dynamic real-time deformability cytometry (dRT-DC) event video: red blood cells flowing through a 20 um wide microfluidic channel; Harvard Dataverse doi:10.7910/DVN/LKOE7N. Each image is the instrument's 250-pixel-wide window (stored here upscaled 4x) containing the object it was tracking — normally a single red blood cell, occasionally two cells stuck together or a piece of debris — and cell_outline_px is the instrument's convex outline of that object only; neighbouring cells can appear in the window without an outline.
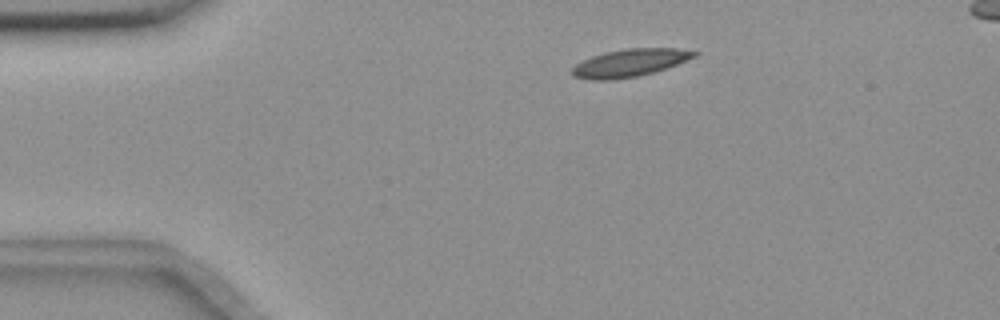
{"species": "common noctule bat (a hibernating species)", "species_latin": "Nyctalus noctula", "temperature_condition": "room temperature", "stored_images_in_passage": 8, "camera_frame_rate_fps": 3000, "um_per_image_px": 0.085, "animal": {"sex": "female", "body_mass_g": 18.4}, "frame": {"image": 1, "passage_image": 1, "time_ms": 0.0, "image_size_px": [1000, 320], "cell_outline_px": [[700, 52], [696, 56], [676, 64], [652, 72], [636, 76], [612, 80], [588, 80], [572, 76], [572, 68], [576, 64], [592, 56], [604, 52], [624, 48], [680, 48]], "centroid_in_image_um": [53.51, 5.33], "position_along_channel_um": 31.5, "area_um2": 19.59}}
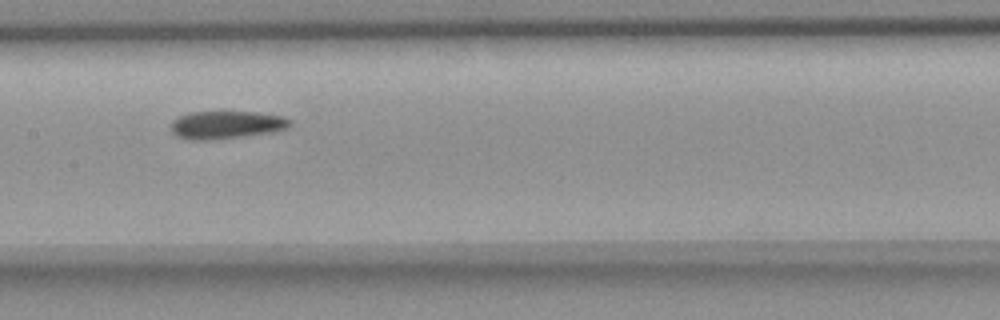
{"frame": {"image": 2, "passage_image": 6, "time_ms": 5.667, "image_size_px": [1000, 320], "cell_outline_px": [[292, 124], [284, 128], [272, 132], [212, 140], [188, 140], [176, 136], [172, 132], [172, 120], [188, 112], [224, 108], [256, 112], [284, 116], [292, 120]], "centroid_in_image_um": [19.21, 10.55], "position_along_channel_um": 188.2, "area_um2": 20.29}}
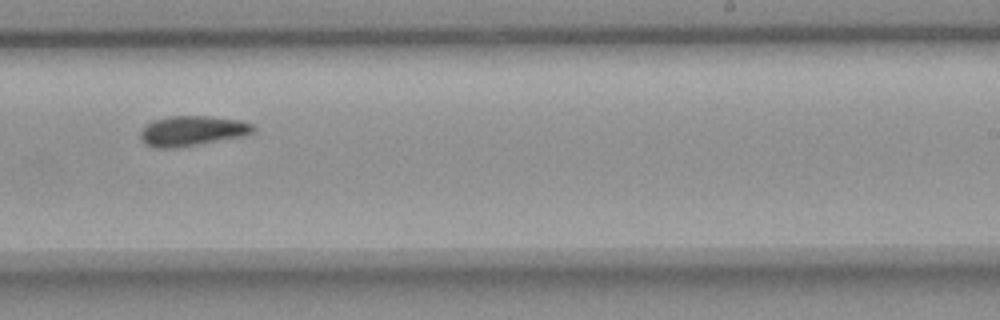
{"frame": {"image": 3, "passage_image": 8, "time_ms": 8.0, "image_size_px": [1000, 320], "cell_outline_px": [[256, 128], [248, 136], [176, 148], [156, 148], [144, 144], [140, 140], [140, 132], [152, 120], [168, 116], [212, 116], [240, 120], [252, 124]], "centroid_in_image_um": [16.36, 11.13], "position_along_channel_um": 272.6, "area_um2": 20.11}}